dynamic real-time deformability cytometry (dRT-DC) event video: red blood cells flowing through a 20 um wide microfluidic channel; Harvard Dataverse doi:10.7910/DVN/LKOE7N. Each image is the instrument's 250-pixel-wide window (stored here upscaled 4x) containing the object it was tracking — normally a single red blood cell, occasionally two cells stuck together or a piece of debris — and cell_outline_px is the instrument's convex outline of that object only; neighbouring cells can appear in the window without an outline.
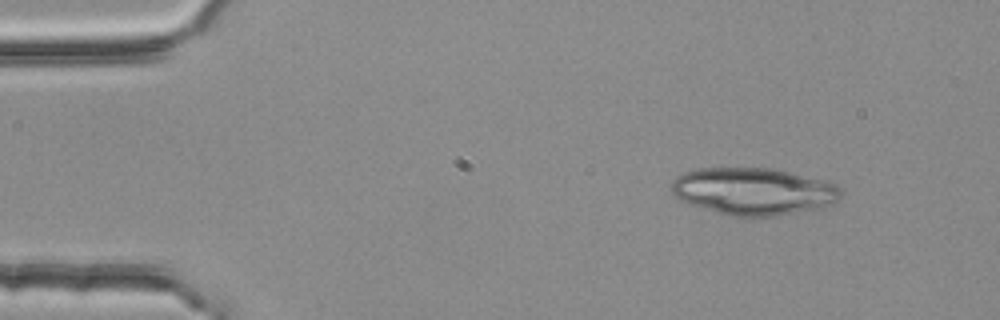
{"species": "common noctule bat (a hibernating species)", "species_latin": "Nyctalus noctula", "temperature_condition": "room temperature", "stored_images_in_passage": 3, "camera_frame_rate_fps": 3000, "um_per_image_px": 0.085, "animal": {"sex": "female", "body_mass_g": 25.1}, "frame": {"image": 1, "passage_image": 1, "time_ms": 0.0, "image_size_px": [1000, 320], "cell_outline_px": [[844, 192], [832, 204], [820, 208], [772, 216], [732, 216], [688, 204], [672, 196], [672, 180], [676, 176], [684, 172], [700, 168], [772, 168], [836, 184]], "centroid_in_image_um": [64.0, 16.26], "position_along_channel_um": 21.0, "area_um2": 46.36}}